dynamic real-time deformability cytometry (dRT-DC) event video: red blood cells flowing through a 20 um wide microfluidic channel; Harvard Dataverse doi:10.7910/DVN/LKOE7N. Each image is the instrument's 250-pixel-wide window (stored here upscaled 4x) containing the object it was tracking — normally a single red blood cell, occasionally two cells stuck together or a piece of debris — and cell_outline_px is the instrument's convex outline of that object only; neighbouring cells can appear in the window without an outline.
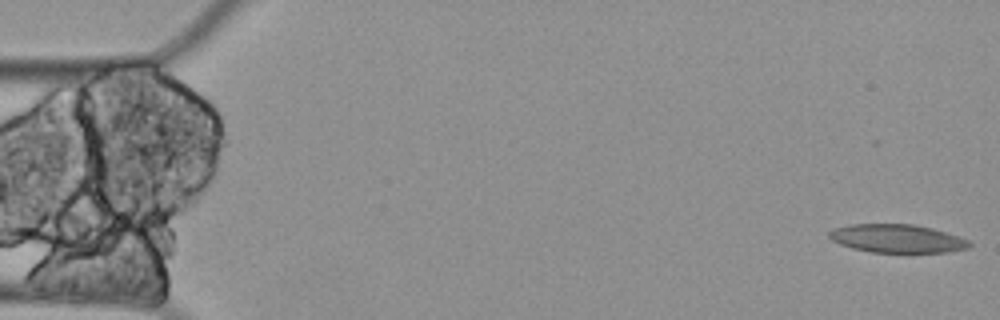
{"species": "Egyptian fruit bat (a non-hibernating species)", "species_latin": "Rousettus aegyptiacus", "temperature_condition": "cold", "stored_images_in_passage": 58, "camera_frame_rate_fps": 3000, "um_per_image_px": 0.085, "animal": {"sex": "female"}, "frame": {"image": 1, "passage_image": 1, "time_ms": 0.0, "image_size_px": [1000, 320], "cell_outline_px": [[972, 244], [968, 248], [944, 252], [872, 252], [852, 248], [840, 244], [832, 240], [828, 236], [828, 232], [832, 228], [852, 224], [912, 224], [932, 228], [968, 240]], "centroid_in_image_um": [76.2, 20.27], "position_along_channel_um": 8.8, "area_um2": 22.95}}
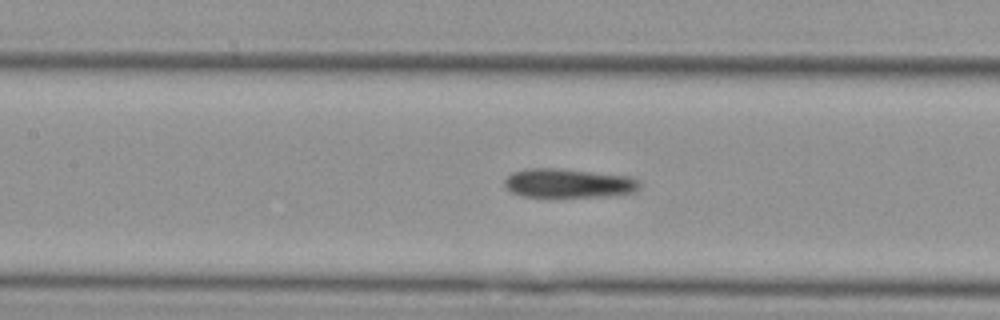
{"frame": {"image": 2, "passage_image": 26, "time_ms": 8.333, "image_size_px": [1000, 320], "cell_outline_px": [[640, 188], [636, 192], [608, 196], [524, 196], [512, 192], [504, 184], [504, 180], [512, 172], [528, 168], [556, 168], [632, 176], [640, 180]], "centroid_in_image_um": [48.38, 15.56], "position_along_channel_um": 159.0, "area_um2": 22.83}}
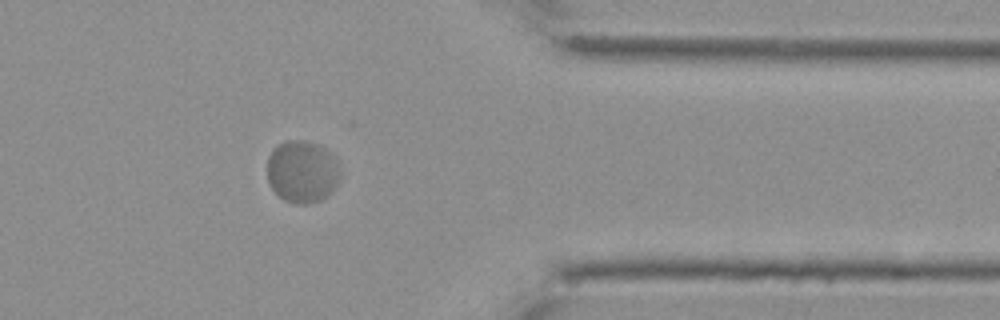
{"frame": {"image": 3, "passage_image": 49, "time_ms": 16.0, "image_size_px": [1000, 320], "cell_outline_px": [[340, 180], [336, 188], [328, 196], [320, 200], [308, 204], [296, 204], [284, 200], [268, 184], [268, 156], [276, 144], [284, 140], [304, 140], [320, 144], [332, 152], [336, 156], [340, 168]], "centroid_in_image_um": [25.73, 14.57], "position_along_channel_um": 385.7, "area_um2": 27.28}, "authors_computed_cell_mechanics": {"area_um2": 24.0159, "velocity_mm_per_s": 3.1504, "shape_relaxation_time_tau1_ms": 0.5724, "shape_relaxation_time_tau2_ms": null, "deformation_change_tau1": null, "deformation_change_tau2": null}}